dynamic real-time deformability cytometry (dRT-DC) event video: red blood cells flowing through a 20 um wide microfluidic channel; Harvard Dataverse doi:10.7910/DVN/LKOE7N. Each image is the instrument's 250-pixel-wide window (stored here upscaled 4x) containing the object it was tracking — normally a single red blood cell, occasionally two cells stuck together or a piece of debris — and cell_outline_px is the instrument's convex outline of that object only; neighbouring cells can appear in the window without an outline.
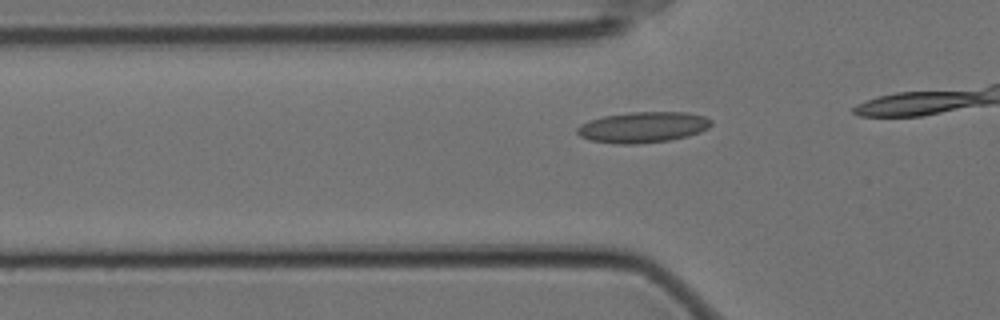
{"species": "Egyptian fruit bat (a non-hibernating species)", "species_latin": "Rousettus aegyptiacus", "temperature_condition": "cold", "stored_images_in_passage": 18, "camera_frame_rate_fps": 3000, "um_per_image_px": 0.085, "animal": {"sex": "female"}, "frame": {"image": 1, "passage_image": 13, "time_ms": 4.0, "image_size_px": [1000, 320], "cell_outline_px": [[712, 124], [708, 128], [700, 132], [688, 136], [668, 140], [636, 144], [620, 144], [592, 140], [580, 136], [576, 132], [576, 128], [580, 124], [588, 120], [604, 116], [628, 112], [688, 112], [704, 116], [712, 120]], "centroid_in_image_um": [54.65, 10.8], "position_along_channel_um": 71.1, "area_um2": 24.1}}